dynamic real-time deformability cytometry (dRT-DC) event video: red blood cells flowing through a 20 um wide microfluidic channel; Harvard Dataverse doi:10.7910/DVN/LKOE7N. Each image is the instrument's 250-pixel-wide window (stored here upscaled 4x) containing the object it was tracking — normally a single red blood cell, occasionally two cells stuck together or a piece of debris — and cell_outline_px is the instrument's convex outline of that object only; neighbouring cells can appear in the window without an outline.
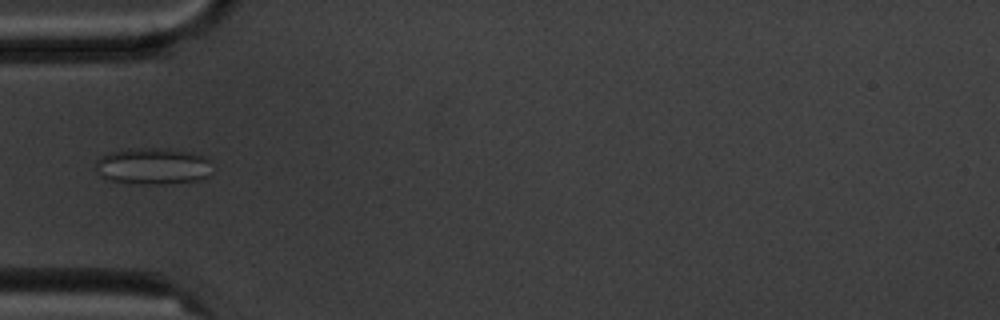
{"species": "common noctule bat (a hibernating species)", "species_latin": "Nyctalus noctula", "temperature_condition": "cold", "stored_images_in_passage": 5, "camera_frame_rate_fps": 3000, "um_per_image_px": 0.085, "animal": {"sex": "male", "body_mass_g": 20.1, "forearm_length_mm": 53.5}, "frame": {"image": 1, "passage_image": 2, "time_ms": 1.333, "image_size_px": [1000, 320], "cell_outline_px": [[212, 172], [208, 176], [196, 180], [164, 184], [132, 184], [108, 180], [100, 176], [92, 168], [96, 160], [100, 156], [108, 152], [128, 148], [164, 148], [192, 152], [208, 160]], "centroid_in_image_um": [12.89, 14.12], "position_along_channel_um": 72.1, "area_um2": 25.32}}
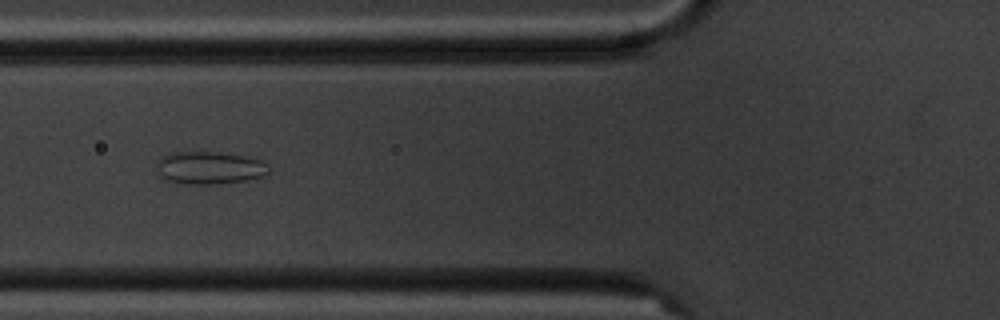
{"frame": {"image": 2, "passage_image": 3, "time_ms": 2.333, "image_size_px": [1000, 320], "cell_outline_px": [[268, 172], [264, 176], [248, 180], [208, 184], [180, 184], [164, 180], [160, 176], [156, 168], [156, 160], [160, 156], [172, 152], [216, 152], [248, 156], [264, 160], [268, 164]], "centroid_in_image_um": [17.77, 14.26], "position_along_channel_um": 108.0, "area_um2": 21.79}}